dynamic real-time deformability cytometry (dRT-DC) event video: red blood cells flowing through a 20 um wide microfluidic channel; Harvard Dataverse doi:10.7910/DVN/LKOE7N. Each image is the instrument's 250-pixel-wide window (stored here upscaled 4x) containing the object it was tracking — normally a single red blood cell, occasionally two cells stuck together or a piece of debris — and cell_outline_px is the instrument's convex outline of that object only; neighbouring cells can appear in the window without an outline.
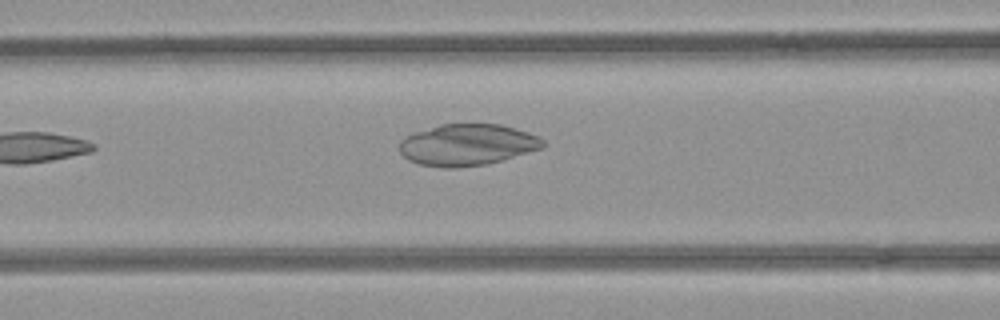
{"species": "common noctule bat (a hibernating species)", "species_latin": "Nyctalus noctula", "temperature_condition": "room temperature", "stored_images_in_passage": 7, "camera_frame_rate_fps": 3000, "um_per_image_px": 0.085, "animal": {"sex": "female", "body_mass_g": 21.9}, "frame": {"image": 1, "passage_image": 7, "time_ms": 2.0, "image_size_px": [1000, 320], "cell_outline_px": [[544, 148], [500, 160], [484, 164], [456, 168], [444, 168], [420, 164], [408, 160], [400, 152], [400, 140], [416, 132], [440, 124], [500, 124], [528, 132], [540, 136], [544, 140]], "centroid_in_image_um": [39.74, 12.31], "position_along_channel_um": 126.9, "area_um2": 34.51}}